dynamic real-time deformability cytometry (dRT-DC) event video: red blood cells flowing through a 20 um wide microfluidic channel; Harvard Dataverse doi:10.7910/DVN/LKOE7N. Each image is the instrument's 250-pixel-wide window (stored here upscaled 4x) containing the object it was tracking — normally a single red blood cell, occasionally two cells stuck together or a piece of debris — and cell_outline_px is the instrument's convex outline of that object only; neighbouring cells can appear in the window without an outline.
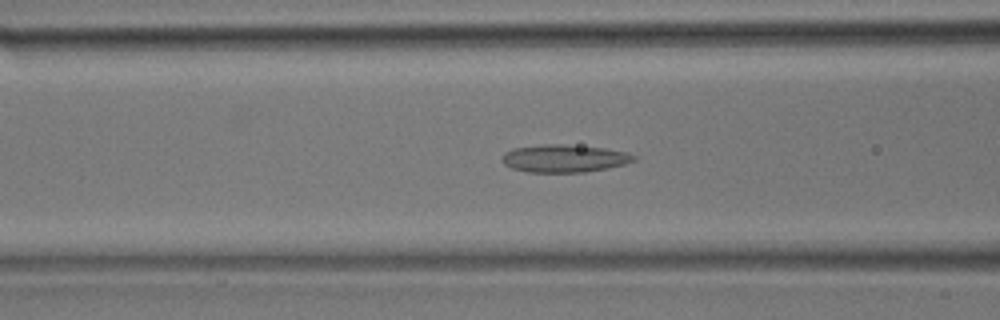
{"species": "common noctule bat (a hibernating species)", "species_latin": "Nyctalus noctula", "temperature_condition": "room temperature", "stored_images_in_passage": 32, "camera_frame_rate_fps": 3000, "um_per_image_px": 0.085, "animal": {"sex": "male", "body_mass_g": 17.9}, "frame": {"image": 1, "passage_image": 9, "time_ms": 2.667, "image_size_px": [1000, 320], "cell_outline_px": [[636, 160], [624, 164], [608, 168], [584, 172], [528, 172], [512, 168], [504, 164], [500, 160], [504, 152], [512, 148], [544, 144], [564, 144], [604, 148], [628, 152], [636, 156]], "centroid_in_image_um": [47.95, 13.46], "position_along_channel_um": 118.7, "area_um2": 21.39}}
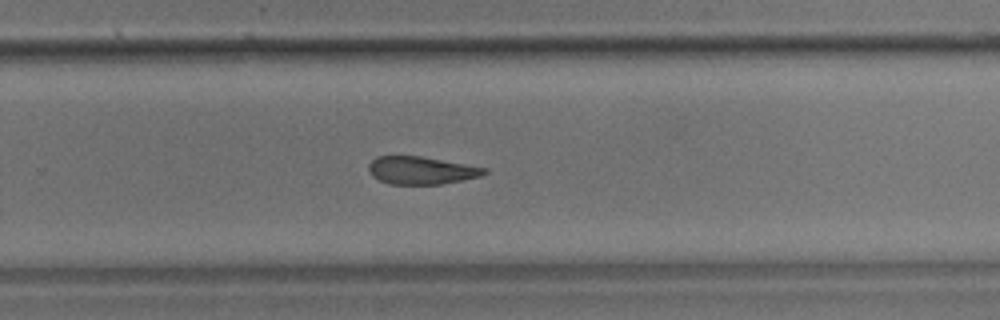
{"frame": {"image": 2, "passage_image": 19, "time_ms": 6.0, "image_size_px": [1000, 320], "cell_outline_px": [[488, 172], [480, 176], [440, 184], [388, 184], [372, 176], [368, 168], [368, 164], [376, 156], [420, 156], [488, 168]], "centroid_in_image_um": [35.78, 14.48], "position_along_channel_um": 294.0, "area_um2": 18.55}}
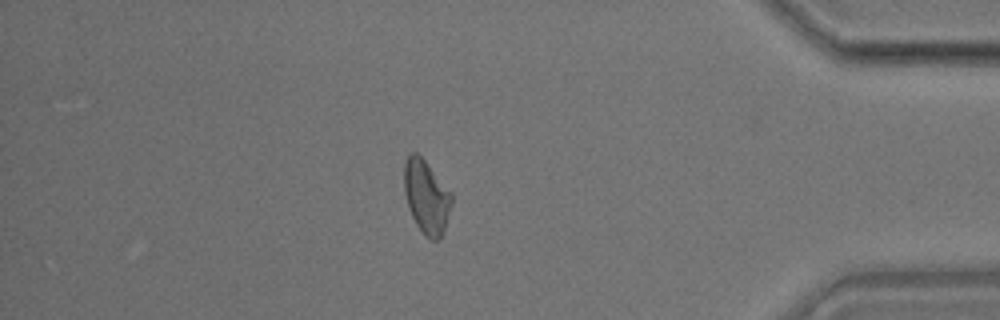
{"frame": {"image": 3, "passage_image": 27, "time_ms": 8.667, "image_size_px": [1000, 320], "cell_outline_px": [[452, 204], [444, 232], [440, 240], [432, 240], [424, 236], [416, 224], [408, 208], [404, 192], [404, 160], [412, 152], [416, 152], [424, 160], [452, 192]], "centroid_in_image_um": [36.25, 16.75], "position_along_channel_um": 399.0, "area_um2": 20.58}}